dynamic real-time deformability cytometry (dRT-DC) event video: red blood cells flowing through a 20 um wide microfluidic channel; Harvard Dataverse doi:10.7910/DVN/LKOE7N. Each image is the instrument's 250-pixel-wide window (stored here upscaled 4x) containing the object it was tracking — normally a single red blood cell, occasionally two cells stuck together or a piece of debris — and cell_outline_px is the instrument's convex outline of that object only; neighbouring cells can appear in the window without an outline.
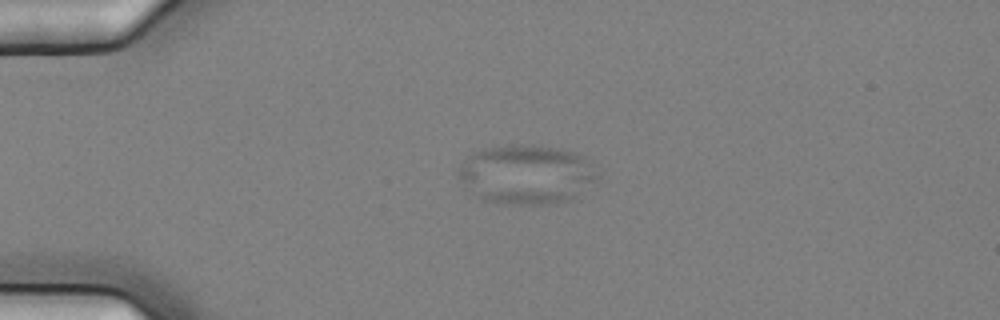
{"species": "common noctule bat (a hibernating species)", "species_latin": "Nyctalus noctula", "temperature_condition": "cold", "stored_images_in_passage": 7, "camera_frame_rate_fps": 3000, "um_per_image_px": 0.085, "animal": {"sex": "female", "body_mass_g": 25.1}, "frame": {"image": 1, "passage_image": 5, "time_ms": 1.333, "image_size_px": [1000, 320], "cell_outline_px": [[600, 176], [572, 200], [552, 204], [504, 204], [484, 200], [456, 176], [456, 172], [460, 164], [476, 152], [484, 148], [512, 144], [532, 144], [560, 148], [576, 152], [584, 156]], "centroid_in_image_um": [44.78, 14.81], "position_along_channel_um": 40.2, "area_um2": 48.09}}
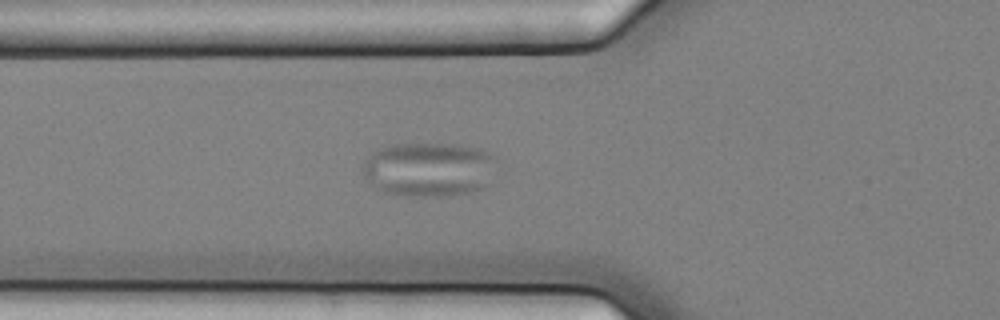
{"frame": {"image": 2, "passage_image": 7, "time_ms": 2.0, "image_size_px": [1000, 320], "cell_outline_px": [[496, 160], [488, 184], [484, 188], [468, 192], [448, 196], [408, 196], [384, 192], [376, 188], [368, 180], [360, 168], [360, 164], [372, 152], [396, 144], [452, 144], [480, 148], [496, 156]], "centroid_in_image_um": [36.45, 14.4], "position_along_channel_um": 89.3, "area_um2": 42.54}}